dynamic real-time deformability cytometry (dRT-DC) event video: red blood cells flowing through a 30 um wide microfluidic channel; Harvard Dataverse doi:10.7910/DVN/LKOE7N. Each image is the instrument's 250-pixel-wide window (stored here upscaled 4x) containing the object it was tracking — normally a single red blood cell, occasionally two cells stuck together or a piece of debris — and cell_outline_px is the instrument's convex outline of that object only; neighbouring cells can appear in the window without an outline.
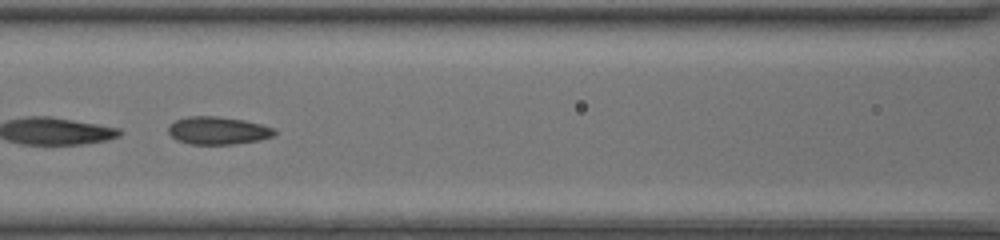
{"species": "common noctule bat (a hibernating species)", "species_latin": "Nyctalus noctula", "temperature_condition": "room temperature", "stored_images_in_passage": 44, "segment_of_instrument_passage": [2, 2], "camera_frame_rate_fps": 3000, "um_per_image_px": 0.085, "animal": {"sex": "female", "body_mass_g": 20.0, "forearm_length_mm": 54.0}, "frame": {"image": 1, "passage_image": 25, "time_ms": 8.0, "image_size_px": [1000, 240], "cell_outline_px": [[276, 132], [272, 136], [260, 140], [232, 144], [192, 144], [176, 140], [168, 132], [168, 124], [176, 120], [188, 116], [216, 116], [244, 120], [276, 128]], "centroid_in_image_um": [18.51, 11.09], "position_along_channel_um": 148.1, "area_um2": 17.17}}
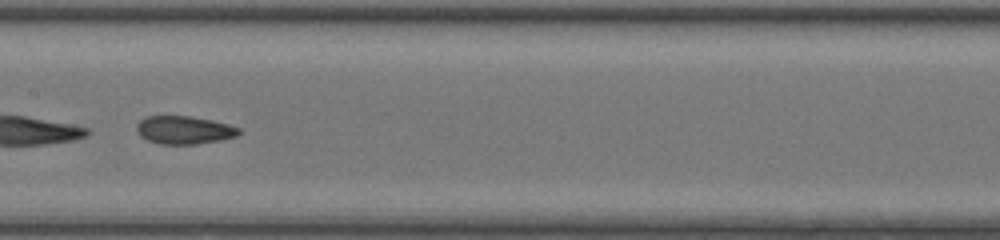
{"frame": {"image": 2, "passage_image": 28, "time_ms": 9.0, "image_size_px": [1000, 240], "cell_outline_px": [[240, 132], [236, 136], [220, 140], [196, 144], [160, 144], [148, 140], [140, 136], [136, 128], [136, 124], [144, 116], [188, 116], [212, 120], [228, 124], [240, 128]], "centroid_in_image_um": [15.63, 11.05], "position_along_channel_um": 191.8, "area_um2": 16.7}}